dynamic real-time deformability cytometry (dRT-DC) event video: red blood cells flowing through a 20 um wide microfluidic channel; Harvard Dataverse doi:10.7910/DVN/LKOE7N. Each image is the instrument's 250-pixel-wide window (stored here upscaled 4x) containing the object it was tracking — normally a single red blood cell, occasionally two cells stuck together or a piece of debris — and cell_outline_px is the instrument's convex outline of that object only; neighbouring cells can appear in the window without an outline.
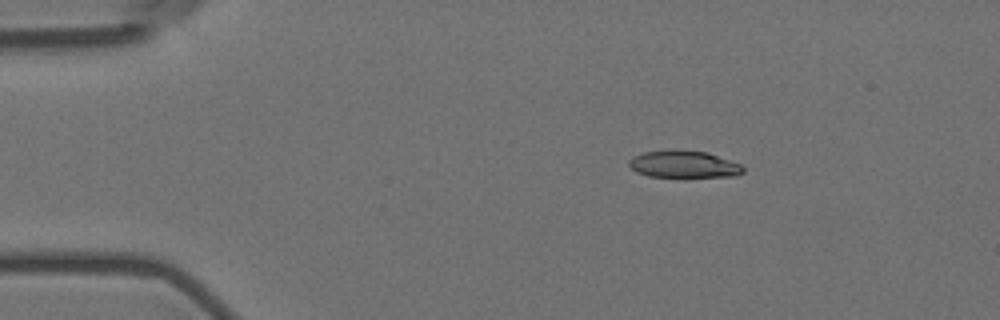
{"species": "Egyptian fruit bat (a non-hibernating species)", "species_latin": "Rousettus aegyptiacus", "temperature_condition": "room temperature", "stored_images_in_passage": 5, "camera_frame_rate_fps": 3000, "um_per_image_px": 0.085, "animal": {"sex": "female"}, "frame": {"image": 1, "passage_image": 3, "time_ms": 0.667, "image_size_px": [1000, 320], "cell_outline_px": [[744, 172], [736, 176], [684, 180], [648, 176], [636, 172], [628, 164], [628, 160], [632, 156], [644, 152], [708, 152], [740, 164], [744, 168]], "centroid_in_image_um": [58.16, 14.06], "position_along_channel_um": 26.8, "area_um2": 18.5}}